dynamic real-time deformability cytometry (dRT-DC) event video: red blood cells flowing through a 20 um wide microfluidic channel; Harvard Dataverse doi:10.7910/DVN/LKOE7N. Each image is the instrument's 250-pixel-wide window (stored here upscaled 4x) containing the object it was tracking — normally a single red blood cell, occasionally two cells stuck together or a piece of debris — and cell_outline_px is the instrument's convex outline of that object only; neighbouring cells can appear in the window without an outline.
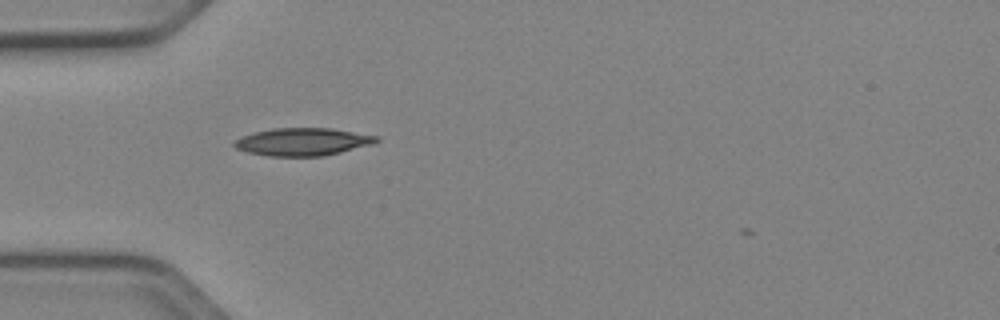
{"species": "Egyptian fruit bat (a non-hibernating species)", "species_latin": "Rousettus aegyptiacus", "temperature_condition": "cold", "stored_images_in_passage": 8, "camera_frame_rate_fps": 3000, "um_per_image_px": 0.085, "animal": {"sex": "female"}, "frame": {"image": 1, "passage_image": 1, "time_ms": 0.0, "image_size_px": [1000, 320], "cell_outline_px": [[380, 140], [376, 144], [324, 156], [268, 156], [248, 152], [236, 148], [232, 144], [236, 140], [244, 136], [256, 132], [272, 128], [332, 128], [380, 136]], "centroid_in_image_um": [25.82, 12.05], "position_along_channel_um": 59.2, "area_um2": 23.06}}
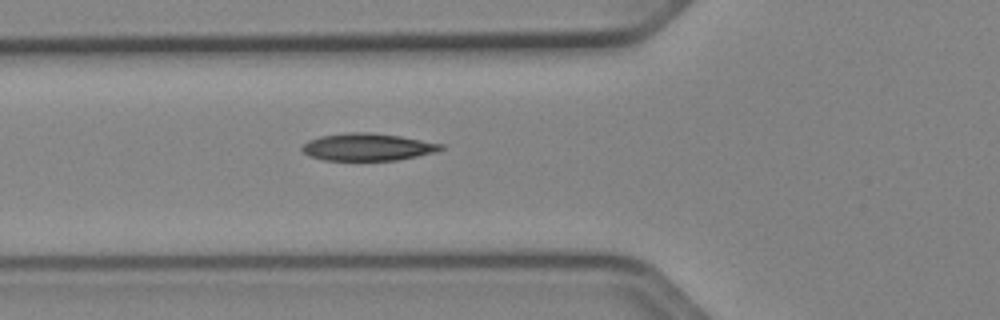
{"frame": {"image": 2, "passage_image": 4, "time_ms": 1.0, "image_size_px": [1000, 320], "cell_outline_px": [[444, 148], [436, 152], [396, 160], [324, 160], [308, 156], [300, 148], [308, 140], [320, 136], [348, 132], [372, 132], [400, 136], [444, 144]], "centroid_in_image_um": [31.23, 12.49], "position_along_channel_um": 94.6, "area_um2": 22.14}}